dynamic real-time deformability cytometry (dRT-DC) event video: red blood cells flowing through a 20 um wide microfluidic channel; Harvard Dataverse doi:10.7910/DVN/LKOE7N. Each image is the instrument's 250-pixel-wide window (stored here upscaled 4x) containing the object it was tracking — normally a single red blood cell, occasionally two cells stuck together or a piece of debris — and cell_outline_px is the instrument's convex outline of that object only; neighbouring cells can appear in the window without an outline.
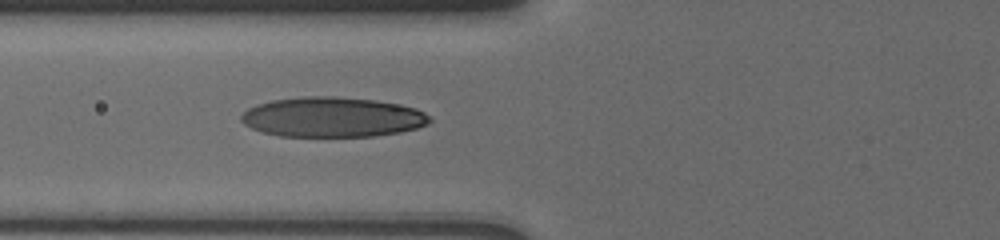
{"species": "human", "species_latin": "Homo sapiens", "temperature_condition": "cold", "stored_images_in_passage": 10, "camera_frame_rate_fps": 3000, "um_per_image_px": 0.085, "donor": {"sex": "male"}, "frame": {"image": 1, "passage_image": 10, "time_ms": 5.0, "image_size_px": [1000, 240], "cell_outline_px": [[432, 120], [428, 124], [416, 128], [400, 132], [372, 136], [280, 136], [264, 132], [252, 128], [244, 124], [240, 120], [240, 116], [248, 108], [256, 104], [272, 100], [304, 96], [336, 96], [372, 100], [400, 104], [416, 108], [424, 112]], "centroid_in_image_um": [28.24, 9.95], "position_along_channel_um": 97.6, "area_um2": 43.87}}